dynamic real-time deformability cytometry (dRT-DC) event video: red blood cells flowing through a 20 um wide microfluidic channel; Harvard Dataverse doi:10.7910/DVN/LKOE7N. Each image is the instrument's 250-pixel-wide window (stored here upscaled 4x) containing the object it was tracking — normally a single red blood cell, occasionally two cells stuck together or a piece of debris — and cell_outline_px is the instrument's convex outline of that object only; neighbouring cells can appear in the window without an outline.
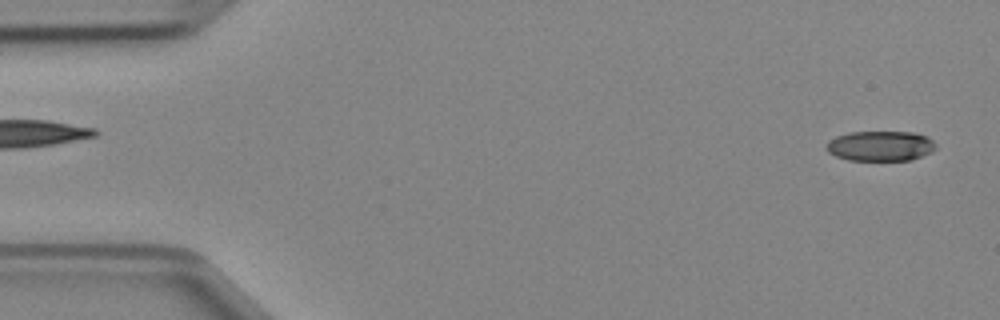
{"species": "Egyptian fruit bat (a non-hibernating species)", "species_latin": "Rousettus aegyptiacus", "temperature_condition": "cold", "stored_images_in_passage": 46, "camera_frame_rate_fps": 3000, "um_per_image_px": 0.085, "animal": {"sex": "female"}, "frame": {"image": 1, "passage_image": 1, "time_ms": 0.0, "image_size_px": [1000, 320], "cell_outline_px": [[936, 148], [932, 152], [912, 160], [848, 160], [836, 156], [828, 152], [828, 140], [836, 136], [848, 132], [912, 132], [928, 136], [936, 144]], "centroid_in_image_um": [74.87, 12.4], "position_along_channel_um": 10.1, "area_um2": 19.25}}
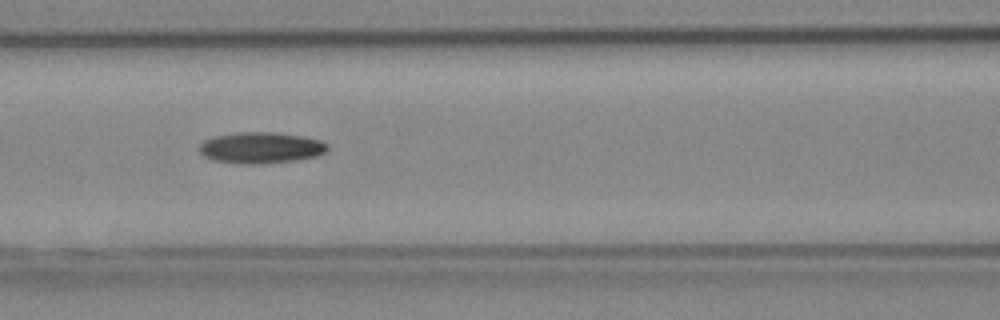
{"frame": {"image": 2, "passage_image": 19, "time_ms": 6.0, "image_size_px": [1000, 320], "cell_outline_px": [[328, 152], [320, 156], [296, 160], [264, 164], [240, 164], [212, 160], [204, 156], [200, 152], [200, 144], [204, 140], [216, 136], [240, 132], [272, 132], [300, 136], [320, 140], [328, 144]], "centroid_in_image_um": [22.21, 12.57], "position_along_channel_um": 144.4, "area_um2": 23.47}}
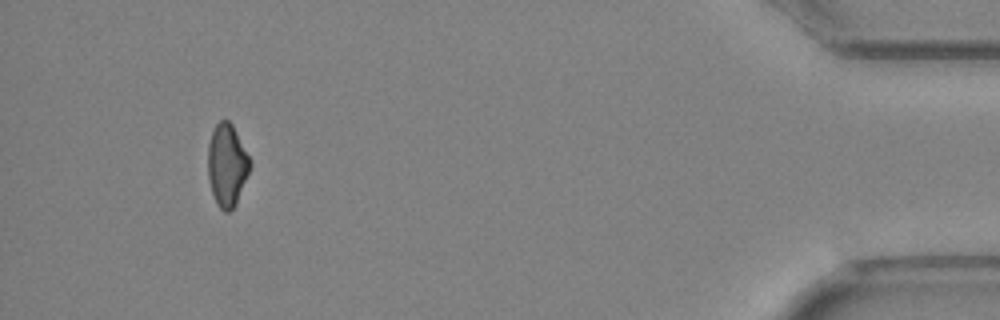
{"frame": {"image": 3, "passage_image": 43, "time_ms": 14.0, "image_size_px": [1000, 320], "cell_outline_px": [[252, 164], [236, 204], [228, 212], [224, 212], [216, 204], [208, 180], [208, 144], [212, 132], [216, 124], [220, 120], [228, 120], [232, 124], [252, 160]], "centroid_in_image_um": [19.3, 14.03], "position_along_channel_um": 415.9, "area_um2": 20.35}}